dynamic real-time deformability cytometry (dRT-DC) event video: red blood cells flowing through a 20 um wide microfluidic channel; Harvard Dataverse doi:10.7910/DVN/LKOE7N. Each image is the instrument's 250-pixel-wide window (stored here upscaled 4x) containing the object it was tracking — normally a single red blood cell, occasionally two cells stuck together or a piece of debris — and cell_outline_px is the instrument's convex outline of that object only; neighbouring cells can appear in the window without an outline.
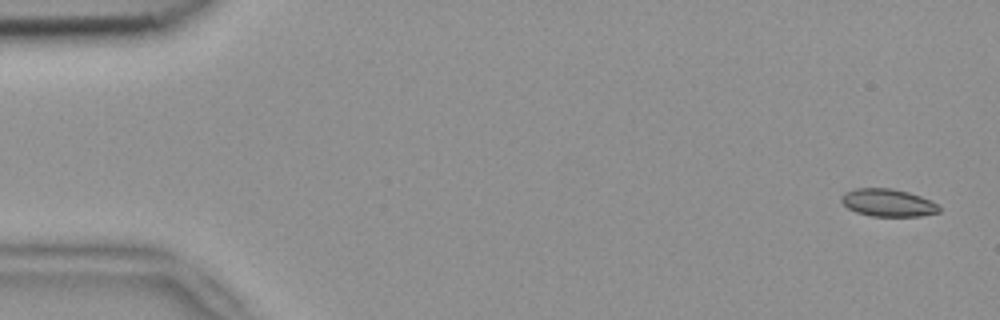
{"species": "common noctule bat (a hibernating species)", "species_latin": "Nyctalus noctula", "temperature_condition": "room temperature", "stored_images_in_passage": 4, "camera_frame_rate_fps": 3000, "um_per_image_px": 0.085, "animal": {"sex": "female", "body_mass_g": 18.4}, "frame": {"image": 1, "passage_image": 1, "time_ms": 0.0, "image_size_px": [1000, 320], "cell_outline_px": [[940, 212], [920, 216], [872, 216], [856, 212], [848, 208], [840, 200], [840, 196], [844, 192], [856, 188], [892, 188], [908, 192], [920, 196], [936, 204], [940, 208]], "centroid_in_image_um": [75.44, 17.23], "position_along_channel_um": 9.6, "area_um2": 15.66}}